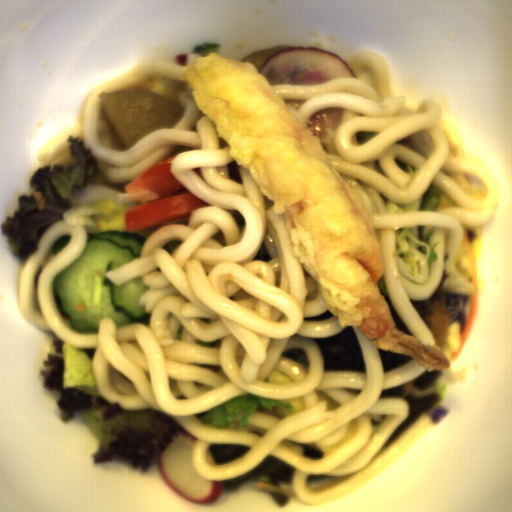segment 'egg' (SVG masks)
<instances>
[{
	"label": "egg",
	"mask_w": 512,
	"mask_h": 512,
	"mask_svg": "<svg viewBox=\"0 0 512 512\" xmlns=\"http://www.w3.org/2000/svg\"><path fill=\"white\" fill-rule=\"evenodd\" d=\"M125 183H112L105 174L95 175L83 190L76 191L60 221L83 225L87 237L110 230H124L126 209L142 205L145 197L125 193Z\"/></svg>",
	"instance_id": "obj_1"
}]
</instances>
